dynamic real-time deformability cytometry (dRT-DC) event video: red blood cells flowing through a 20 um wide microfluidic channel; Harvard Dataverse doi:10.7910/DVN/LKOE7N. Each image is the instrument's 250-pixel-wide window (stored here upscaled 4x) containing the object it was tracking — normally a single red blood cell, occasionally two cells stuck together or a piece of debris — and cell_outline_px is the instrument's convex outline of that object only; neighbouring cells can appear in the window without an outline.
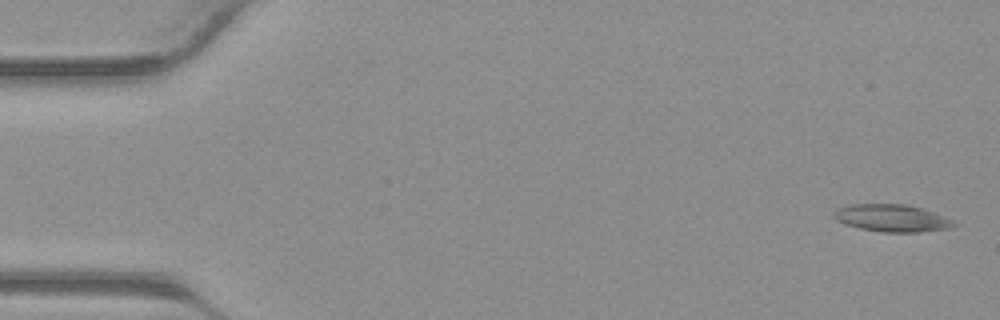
{"species": "common noctule bat (a hibernating species)", "species_latin": "Nyctalus noctula", "temperature_condition": "warm", "stored_images_in_passage": 41, "camera_frame_rate_fps": 3000, "um_per_image_px": 0.085, "animal": {"sex": "male", "body_mass_g": 23.1, "forearm_length_mm": 52.7}, "frame": {"image": 1, "passage_image": 1, "time_ms": 0.0, "image_size_px": [1000, 320], "cell_outline_px": [[960, 224], [948, 228], [920, 232], [884, 232], [860, 228], [844, 224], [836, 220], [832, 212], [836, 208], [848, 204], [904, 204], [920, 208], [944, 216]], "centroid_in_image_um": [75.77, 18.53], "position_along_channel_um": 9.2, "area_um2": 19.07}}
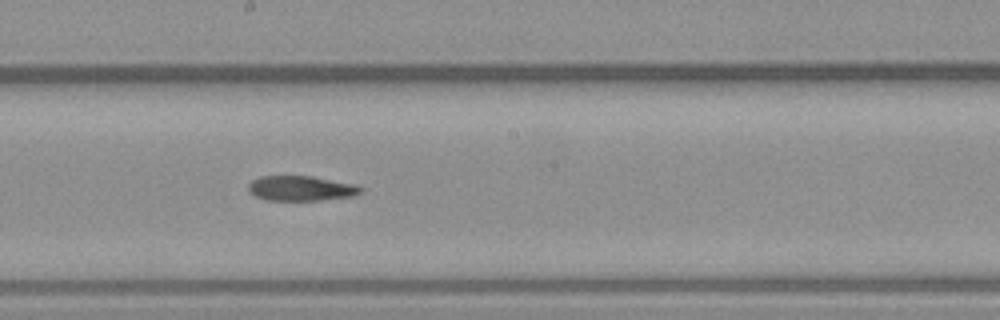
{"frame": {"image": 2, "passage_image": 22, "time_ms": 7.0, "image_size_px": [1000, 320], "cell_outline_px": [[364, 188], [360, 192], [352, 196], [320, 200], [268, 200], [256, 196], [248, 192], [248, 184], [252, 180], [260, 176], [312, 176], [356, 184]], "centroid_in_image_um": [25.57, 16.0], "position_along_channel_um": 222.6, "area_um2": 16.36}}
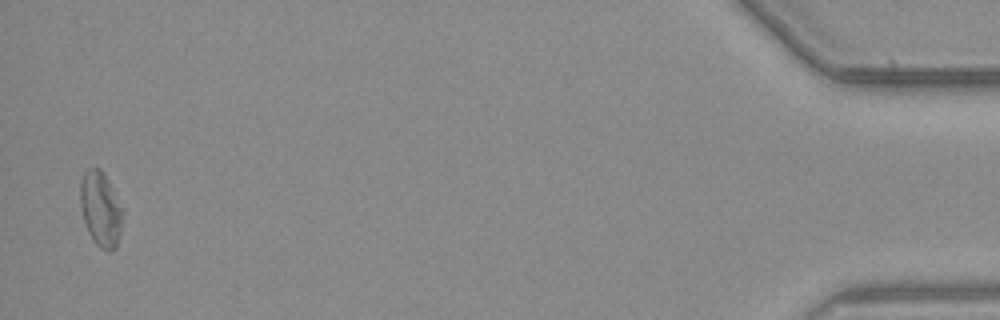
{"frame": {"image": 3, "passage_image": 40, "time_ms": 13.0, "image_size_px": [1000, 320], "cell_outline_px": [[124, 216], [116, 248], [112, 252], [108, 252], [100, 248], [96, 244], [88, 232], [84, 220], [80, 204], [80, 184], [84, 172], [88, 168], [100, 168], [104, 172], [124, 212]], "centroid_in_image_um": [8.57, 17.79], "position_along_channel_um": 426.6, "area_um2": 18.61}}